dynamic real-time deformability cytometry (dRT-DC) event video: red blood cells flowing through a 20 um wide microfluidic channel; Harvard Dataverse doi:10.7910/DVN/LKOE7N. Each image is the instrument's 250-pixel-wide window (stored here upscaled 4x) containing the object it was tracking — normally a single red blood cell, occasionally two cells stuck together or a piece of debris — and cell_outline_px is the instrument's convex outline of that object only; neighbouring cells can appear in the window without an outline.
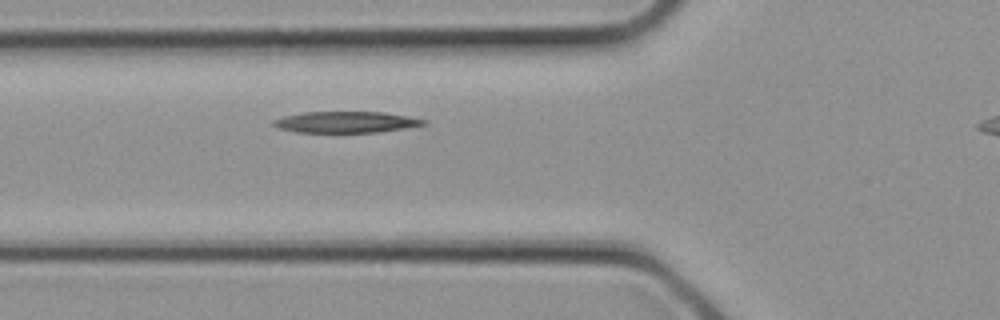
{"species": "common noctule bat (a hibernating species)", "species_latin": "Nyctalus noctula", "temperature_condition": "cold", "stored_images_in_passage": 2, "camera_frame_rate_fps": 3000, "um_per_image_px": 0.085, "animal": {"sex": "female", "body_mass_g": 21.9}, "frame": {"image": 1, "passage_image": 2, "time_ms": 0.333, "image_size_px": [1000, 320], "cell_outline_px": [[428, 120], [424, 124], [404, 128], [376, 132], [296, 132], [276, 128], [272, 124], [272, 120], [284, 116], [304, 112], [384, 112], [408, 116]], "centroid_in_image_um": [29.35, 10.37], "position_along_channel_um": 96.4, "area_um2": 18.5}}